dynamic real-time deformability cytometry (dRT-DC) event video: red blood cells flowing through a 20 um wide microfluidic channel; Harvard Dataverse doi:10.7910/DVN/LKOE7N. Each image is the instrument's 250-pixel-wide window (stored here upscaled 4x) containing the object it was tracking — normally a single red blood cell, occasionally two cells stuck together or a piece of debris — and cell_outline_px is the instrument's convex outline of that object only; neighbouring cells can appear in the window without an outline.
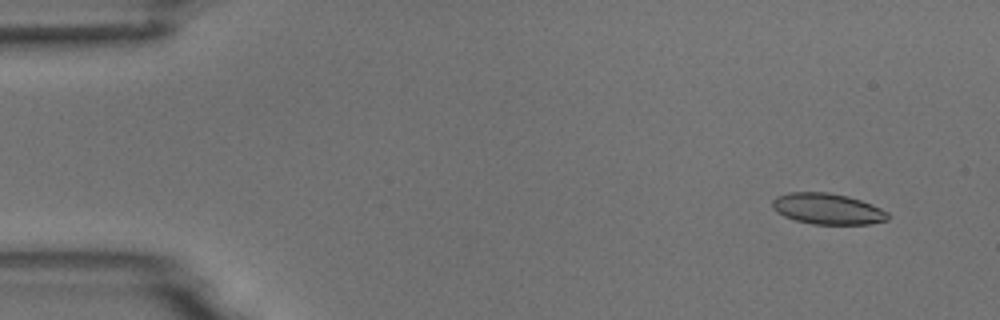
{"species": "common noctule bat (a hibernating species)", "species_latin": "Nyctalus noctula", "temperature_condition": "room temperature", "stored_images_in_passage": 10, "camera_frame_rate_fps": 3000, "um_per_image_px": 0.085, "animal": {"sex": "male", "body_mass_g": 18.8}, "frame": {"image": 1, "passage_image": 1, "time_ms": 0.0, "image_size_px": [1000, 320], "cell_outline_px": [[888, 220], [872, 224], [812, 224], [796, 220], [784, 216], [776, 212], [772, 208], [772, 200], [776, 196], [788, 192], [828, 192], [848, 196], [872, 204], [888, 212]], "centroid_in_image_um": [70.32, 17.75], "position_along_channel_um": 14.7, "area_um2": 20.98}}
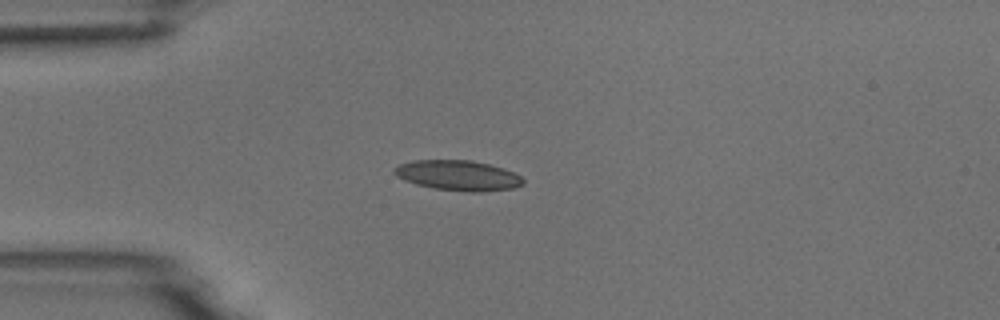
{"frame": {"image": 2, "passage_image": 4, "time_ms": 3.333, "image_size_px": [1000, 320], "cell_outline_px": [[524, 184], [516, 188], [480, 192], [472, 192], [432, 188], [416, 184], [404, 180], [396, 176], [392, 172], [392, 168], [400, 164], [412, 160], [472, 160], [504, 168], [520, 176], [524, 180]], "centroid_in_image_um": [38.92, 14.91], "position_along_channel_um": 46.1, "area_um2": 22.83}}
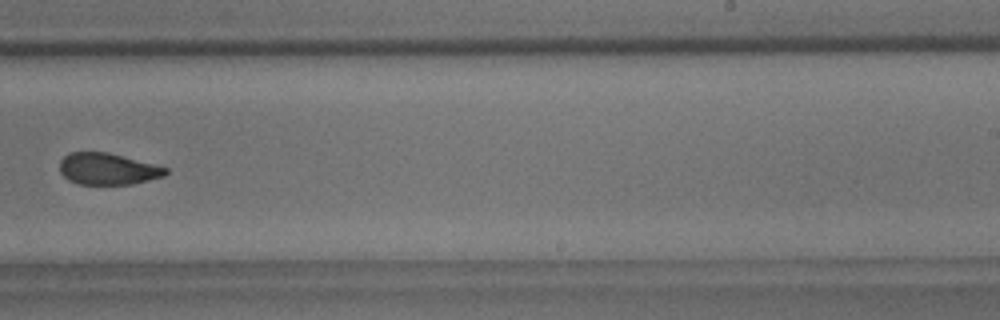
{"frame": {"image": 3, "passage_image": 10, "time_ms": 10.0, "image_size_px": [1000, 320], "cell_outline_px": [[168, 172], [164, 176], [132, 184], [80, 184], [68, 180], [60, 172], [60, 160], [68, 152], [108, 152], [168, 168]], "centroid_in_image_um": [9.14, 14.35], "position_along_channel_um": 279.9, "area_um2": 19.42}}